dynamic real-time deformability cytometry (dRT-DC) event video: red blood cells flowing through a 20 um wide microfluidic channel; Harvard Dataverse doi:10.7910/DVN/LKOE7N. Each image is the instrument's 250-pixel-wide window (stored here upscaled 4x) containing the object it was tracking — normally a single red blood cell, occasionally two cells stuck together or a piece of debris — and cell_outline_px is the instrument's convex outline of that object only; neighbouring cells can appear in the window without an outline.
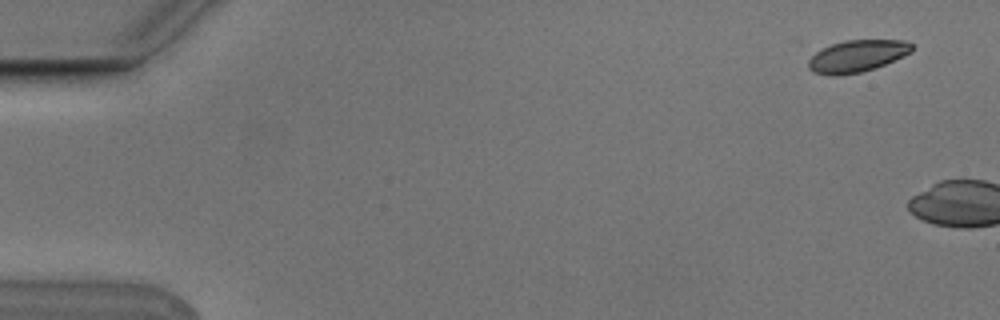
{"species": "Egyptian fruit bat (a non-hibernating species)", "species_latin": "Rousettus aegyptiacus", "temperature_condition": "cold", "stored_images_in_passage": 2, "camera_frame_rate_fps": 3000, "um_per_image_px": 0.085, "animal": {"sex": "male"}, "frame": {"image": 1, "passage_image": 1, "time_ms": 0.0, "image_size_px": [1000, 320], "cell_outline_px": [[912, 52], [904, 56], [876, 68], [860, 72], [840, 76], [828, 76], [812, 72], [808, 68], [808, 60], [820, 48], [844, 40], [904, 40], [912, 44]], "centroid_in_image_um": [72.82, 4.78], "position_along_channel_um": 12.2, "area_um2": 19.54}}